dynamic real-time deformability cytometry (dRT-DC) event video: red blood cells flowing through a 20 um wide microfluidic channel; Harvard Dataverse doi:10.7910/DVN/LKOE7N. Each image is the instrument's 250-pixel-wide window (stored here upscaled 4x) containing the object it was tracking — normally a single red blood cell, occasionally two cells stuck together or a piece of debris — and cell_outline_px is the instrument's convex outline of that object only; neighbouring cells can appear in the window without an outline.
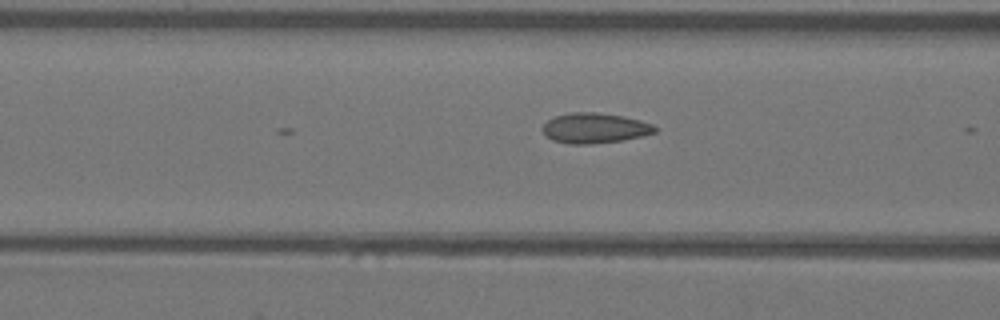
{"species": "Egyptian fruit bat (a non-hibernating species)", "species_latin": "Rousettus aegyptiacus", "temperature_condition": "warm", "stored_images_in_passage": 5, "camera_frame_rate_fps": 3000, "um_per_image_px": 0.085, "animal": {"sex": "female"}, "frame": {"image": 1, "passage_image": 5, "time_ms": 1.333, "image_size_px": [1000, 320], "cell_outline_px": [[656, 132], [644, 136], [624, 140], [592, 144], [568, 144], [552, 140], [544, 136], [540, 128], [548, 120], [556, 116], [572, 112], [592, 112], [624, 116], [640, 120], [652, 124], [656, 128]], "centroid_in_image_um": [50.52, 10.9], "position_along_channel_um": 116.1, "area_um2": 20.0}}